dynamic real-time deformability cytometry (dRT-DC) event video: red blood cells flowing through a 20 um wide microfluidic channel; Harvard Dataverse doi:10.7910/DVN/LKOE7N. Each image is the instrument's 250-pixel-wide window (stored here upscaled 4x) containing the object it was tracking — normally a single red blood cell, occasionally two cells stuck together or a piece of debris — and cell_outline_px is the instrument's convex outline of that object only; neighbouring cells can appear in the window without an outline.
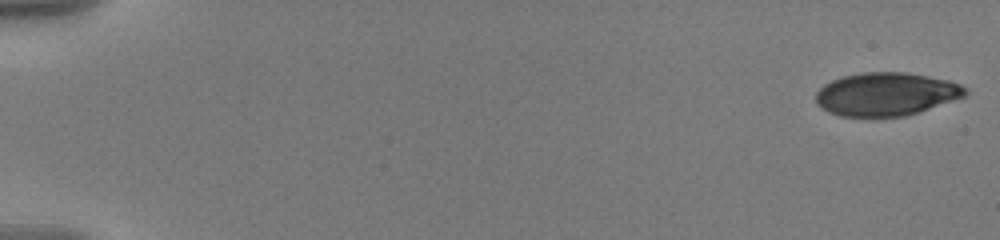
{"species": "human", "species_latin": "Homo sapiens", "temperature_condition": "warm", "stored_images_in_passage": 57, "camera_frame_rate_fps": 3000, "um_per_image_px": 0.085, "donor": {"sex": "male"}, "frame": {"image": 1, "passage_image": 1, "time_ms": 0.0, "image_size_px": [1000, 240], "cell_outline_px": [[968, 92], [964, 96], [904, 116], [840, 116], [828, 112], [820, 108], [816, 104], [816, 92], [824, 84], [832, 80], [844, 76], [864, 72], [908, 72], [948, 80], [960, 84], [968, 88]], "centroid_in_image_um": [75.29, 7.99], "position_along_channel_um": 9.7, "area_um2": 37.4}}
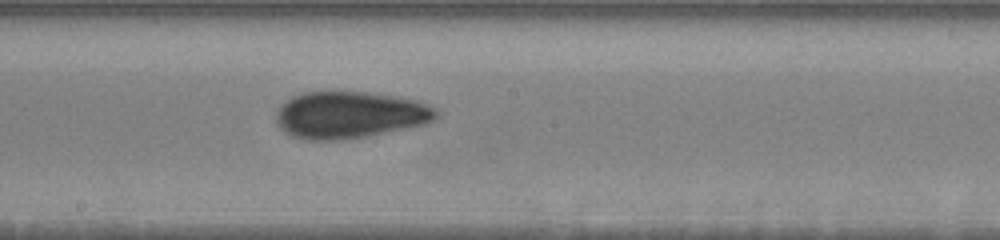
{"frame": {"image": 2, "passage_image": 33, "time_ms": 10.667, "image_size_px": [1000, 240], "cell_outline_px": [[440, 116], [424, 124], [408, 128], [364, 136], [332, 140], [312, 140], [292, 136], [284, 132], [280, 128], [276, 120], [276, 112], [280, 104], [292, 96], [304, 92], [368, 92], [416, 100], [428, 104], [436, 108], [440, 112]], "centroid_in_image_um": [29.73, 9.75], "position_along_channel_um": 218.5, "area_um2": 43.64}}
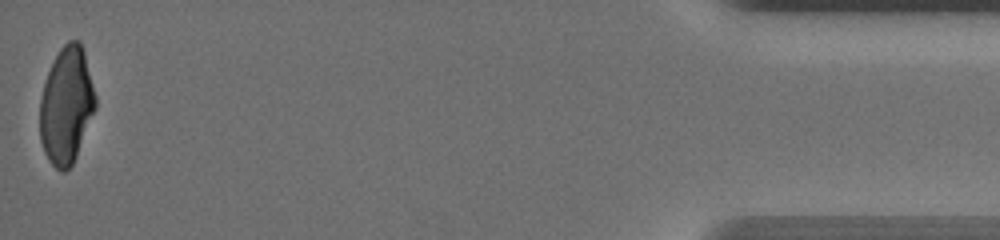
{"frame": {"image": 3, "passage_image": 57, "time_ms": 18.667, "image_size_px": [1000, 240], "cell_outline_px": [[96, 108], [76, 156], [72, 164], [64, 172], [60, 172], [48, 160], [44, 152], [40, 140], [40, 100], [44, 84], [48, 72], [60, 48], [68, 40], [80, 40], [84, 52], [96, 96]], "centroid_in_image_um": [5.64, 8.97], "position_along_channel_um": 429.6, "area_um2": 37.63}, "authors_computed_cell_mechanics": {"area_um2": 40.5178, "velocity_mm_per_s": 3.6005, "shape_relaxation_time_tau1_ms": 6.2393, "shape_relaxation_time_tau2_ms": 1.836, "deformation_change_tau1": 0.195, "deformation_change_tau2": 0.0663}}